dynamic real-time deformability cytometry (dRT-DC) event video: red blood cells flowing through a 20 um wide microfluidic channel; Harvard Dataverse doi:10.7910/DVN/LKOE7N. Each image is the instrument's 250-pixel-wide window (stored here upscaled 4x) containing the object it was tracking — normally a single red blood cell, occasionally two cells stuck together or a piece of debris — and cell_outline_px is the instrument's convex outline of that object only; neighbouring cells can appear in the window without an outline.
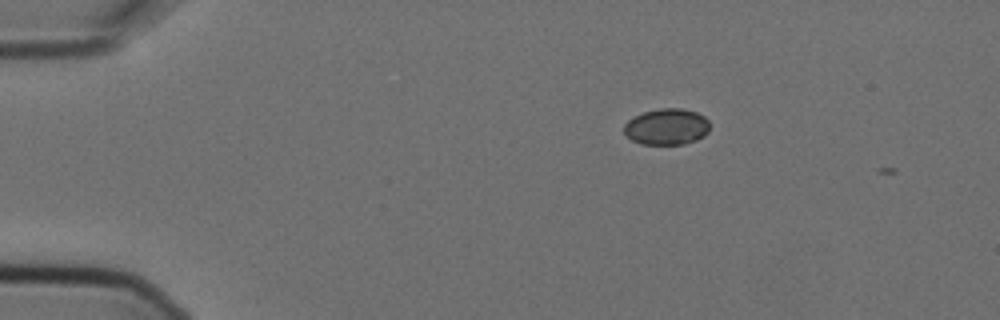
{"species": "Egyptian fruit bat (a non-hibernating species)", "species_latin": "Rousettus aegyptiacus", "temperature_condition": "cold", "stored_images_in_passage": 2, "camera_frame_rate_fps": 3000, "um_per_image_px": 0.085, "animal": {"sex": "female"}, "frame": {"image": 1, "passage_image": 1, "time_ms": 0.0, "image_size_px": [1000, 320], "cell_outline_px": [[708, 132], [704, 136], [696, 140], [684, 144], [640, 144], [632, 140], [624, 132], [624, 124], [628, 120], [644, 112], [660, 108], [684, 108], [696, 112], [704, 116], [708, 120]], "centroid_in_image_um": [56.68, 10.77], "position_along_channel_um": 28.3, "area_um2": 18.09}}